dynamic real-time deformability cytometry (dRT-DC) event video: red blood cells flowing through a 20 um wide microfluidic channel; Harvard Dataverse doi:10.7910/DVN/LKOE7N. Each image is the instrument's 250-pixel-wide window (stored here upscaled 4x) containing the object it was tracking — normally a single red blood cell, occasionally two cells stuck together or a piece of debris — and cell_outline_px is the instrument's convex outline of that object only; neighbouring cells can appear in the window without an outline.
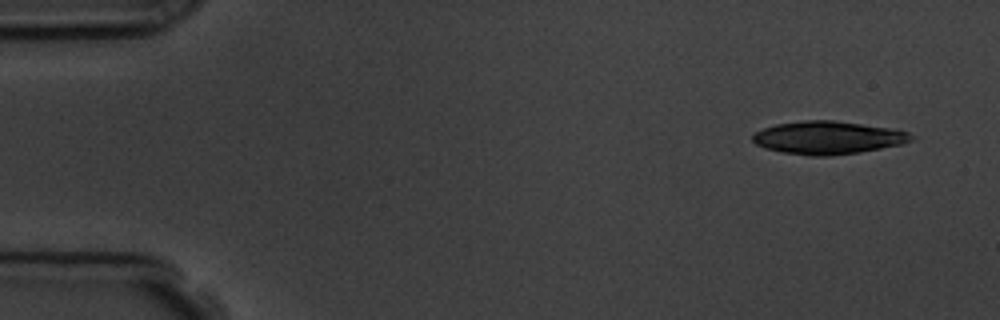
{"species": "common noctule bat (a hibernating species)", "species_latin": "Nyctalus noctula", "temperature_condition": "room temperature", "stored_images_in_passage": 5, "camera_frame_rate_fps": 3000, "um_per_image_px": 0.085, "animal": {"sex": "male", "body_mass_g": 19.5, "forearm_length_mm": 54.6}, "frame": {"image": 1, "passage_image": 1, "time_ms": 0.0, "image_size_px": [1000, 320], "cell_outline_px": [[916, 136], [912, 140], [900, 144], [860, 152], [832, 156], [808, 156], [784, 152], [764, 148], [756, 144], [752, 140], [752, 136], [756, 132], [764, 128], [776, 124], [804, 120], [832, 120], [892, 128], [908, 132]], "centroid_in_image_um": [70.37, 11.7], "position_along_channel_um": 14.6, "area_um2": 30.4}}